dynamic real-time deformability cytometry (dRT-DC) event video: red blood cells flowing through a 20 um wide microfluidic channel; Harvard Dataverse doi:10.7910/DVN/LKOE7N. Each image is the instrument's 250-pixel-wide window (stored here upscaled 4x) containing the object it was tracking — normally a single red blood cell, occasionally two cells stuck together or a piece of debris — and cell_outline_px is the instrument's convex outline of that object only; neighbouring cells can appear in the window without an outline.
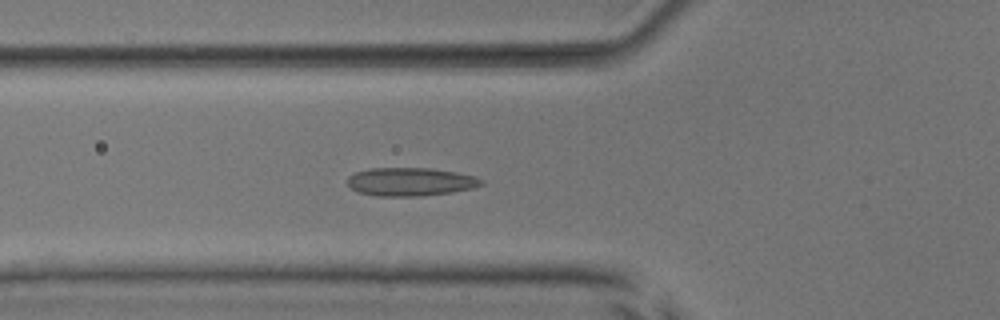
{"species": "common noctule bat (a hibernating species)", "species_latin": "Nyctalus noctula", "temperature_condition": "room temperature", "stored_images_in_passage": 35, "camera_frame_rate_fps": 3000, "um_per_image_px": 0.085, "animal": {"sex": "male", "body_mass_g": 17.9, "forearm_length_mm": 54.2}, "frame": {"image": 1, "passage_image": 2, "time_ms": 0.333, "image_size_px": [1000, 320], "cell_outline_px": [[484, 184], [472, 188], [452, 192], [420, 196], [376, 196], [360, 192], [352, 188], [344, 180], [348, 176], [356, 172], [368, 168], [432, 168], [456, 172], [476, 176], [484, 180]], "centroid_in_image_um": [34.89, 15.44], "position_along_channel_um": 90.9, "area_um2": 22.25}}
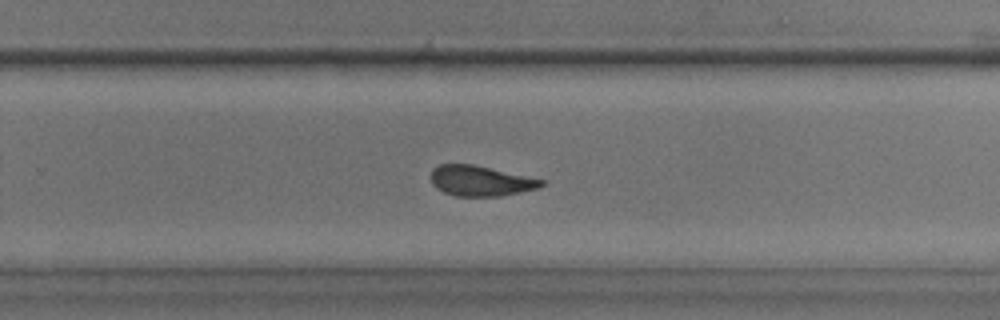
{"frame": {"image": 2, "passage_image": 17, "time_ms": 5.333, "image_size_px": [1000, 320], "cell_outline_px": [[544, 184], [540, 188], [500, 196], [456, 196], [444, 192], [436, 188], [432, 184], [432, 168], [440, 164], [472, 164], [544, 180]], "centroid_in_image_um": [40.83, 15.38], "position_along_channel_um": 289.0, "area_um2": 19.36}}
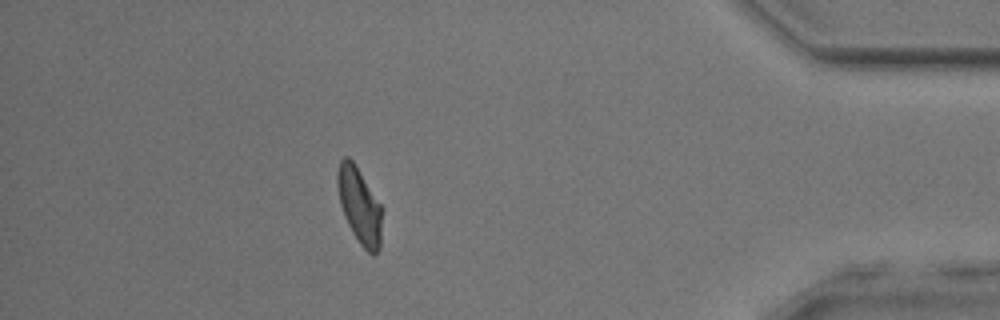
{"frame": {"image": 3, "passage_image": 29, "time_ms": 9.333, "image_size_px": [1000, 320], "cell_outline_px": [[380, 248], [372, 256], [360, 244], [352, 232], [344, 216], [340, 204], [336, 184], [336, 172], [340, 160], [344, 156], [348, 156], [352, 160], [380, 204]], "centroid_in_image_um": [30.5, 17.46], "position_along_channel_um": 404.7, "area_um2": 19.36}}